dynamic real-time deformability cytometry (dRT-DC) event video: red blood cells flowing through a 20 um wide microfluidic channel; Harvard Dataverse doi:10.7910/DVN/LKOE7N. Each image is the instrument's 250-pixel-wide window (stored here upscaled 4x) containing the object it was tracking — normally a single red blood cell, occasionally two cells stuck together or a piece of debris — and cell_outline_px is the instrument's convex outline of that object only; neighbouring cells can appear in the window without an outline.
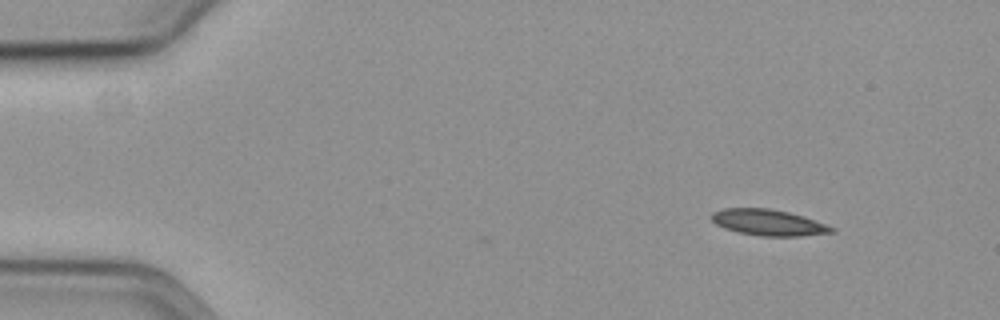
{"species": "common noctule bat (a hibernating species)", "species_latin": "Nyctalus noctula", "temperature_condition": "cold", "stored_images_in_passage": 3, "camera_frame_rate_fps": 3000, "um_per_image_px": 0.085, "animal": {"sex": "female", "body_mass_g": 19.3, "forearm_length_mm": 54.1}, "frame": {"image": 1, "passage_image": 3, "time_ms": 0.667, "image_size_px": [1000, 320], "cell_outline_px": [[836, 232], [800, 236], [764, 236], [736, 232], [724, 228], [716, 224], [712, 220], [712, 212], [724, 208], [768, 208], [788, 212], [804, 216], [836, 228]], "centroid_in_image_um": [65.33, 18.91], "position_along_channel_um": 19.7, "area_um2": 18.26}}